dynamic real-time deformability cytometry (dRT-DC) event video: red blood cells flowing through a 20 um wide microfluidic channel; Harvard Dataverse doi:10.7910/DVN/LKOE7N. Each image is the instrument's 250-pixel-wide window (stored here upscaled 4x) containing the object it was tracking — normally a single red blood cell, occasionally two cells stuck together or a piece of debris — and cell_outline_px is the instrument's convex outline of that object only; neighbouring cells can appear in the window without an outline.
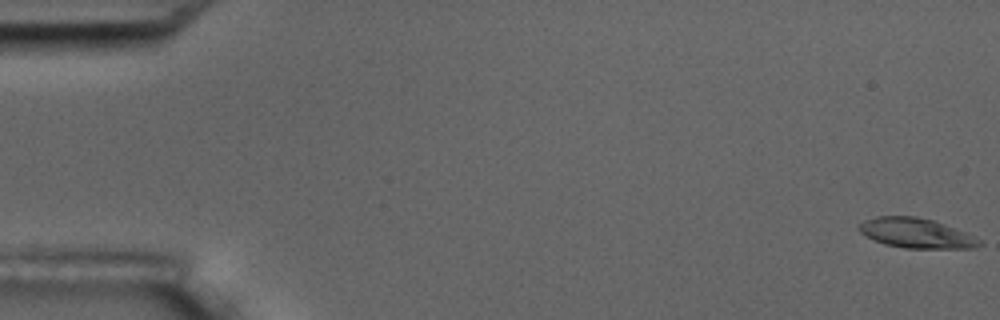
{"species": "common noctule bat (a hibernating species)", "species_latin": "Nyctalus noctula", "temperature_condition": "room temperature", "stored_images_in_passage": 17, "camera_frame_rate_fps": 3000, "um_per_image_px": 0.085, "animal": {"sex": "male", "body_mass_g": 17.5, "forearm_length_mm": 52.3}, "frame": {"image": 1, "passage_image": 1, "time_ms": 0.0, "image_size_px": [1000, 320], "cell_outline_px": [[984, 244], [972, 248], [904, 248], [884, 244], [860, 232], [856, 228], [864, 220], [876, 216], [916, 216], [932, 220], [944, 224], [964, 232], [980, 240]], "centroid_in_image_um": [77.85, 19.81], "position_along_channel_um": 7.2, "area_um2": 20.69}}
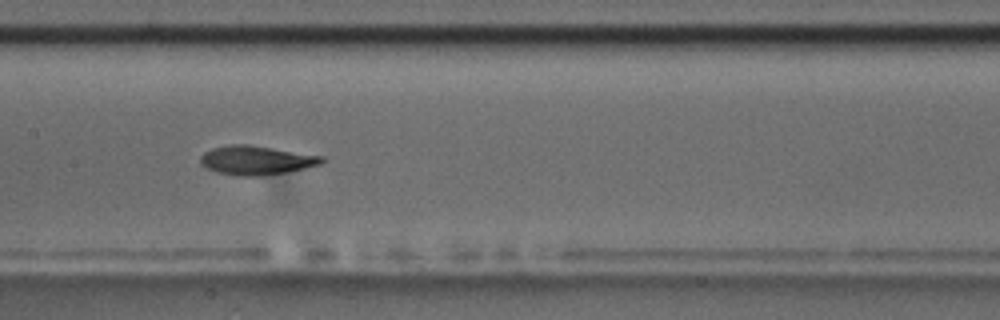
{"frame": {"image": 2, "passage_image": 9, "time_ms": 9.333, "image_size_px": [1000, 320], "cell_outline_px": [[324, 160], [320, 164], [288, 172], [260, 176], [236, 176], [216, 172], [200, 164], [200, 156], [204, 152], [212, 148], [228, 144], [248, 144], [324, 156]], "centroid_in_image_um": [21.75, 13.62], "position_along_channel_um": 185.6, "area_um2": 20.63}}
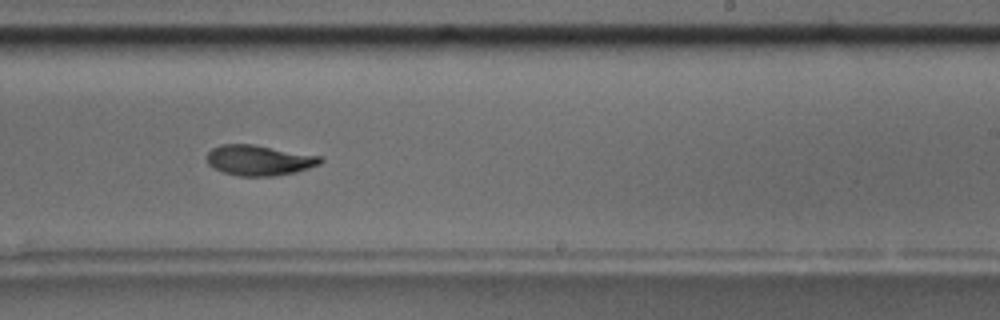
{"frame": {"image": 3, "passage_image": 11, "time_ms": 11.667, "image_size_px": [1000, 320], "cell_outline_px": [[324, 160], [320, 164], [296, 172], [272, 176], [240, 176], [224, 172], [212, 168], [208, 164], [204, 156], [212, 148], [220, 144], [256, 144], [324, 156]], "centroid_in_image_um": [22.03, 13.6], "position_along_channel_um": 267.0, "area_um2": 20.58}, "authors_computed_cell_mechanics": {"area_um2": 20.6346, "velocity_mm_per_s": 3.5037, "shape_relaxation_time_tau1_ms": 2.2445, "shape_relaxation_time_tau2_ms": 1.5899, "deformation_change_tau1": 0.1202, "deformation_change_tau2": 0.0552}}